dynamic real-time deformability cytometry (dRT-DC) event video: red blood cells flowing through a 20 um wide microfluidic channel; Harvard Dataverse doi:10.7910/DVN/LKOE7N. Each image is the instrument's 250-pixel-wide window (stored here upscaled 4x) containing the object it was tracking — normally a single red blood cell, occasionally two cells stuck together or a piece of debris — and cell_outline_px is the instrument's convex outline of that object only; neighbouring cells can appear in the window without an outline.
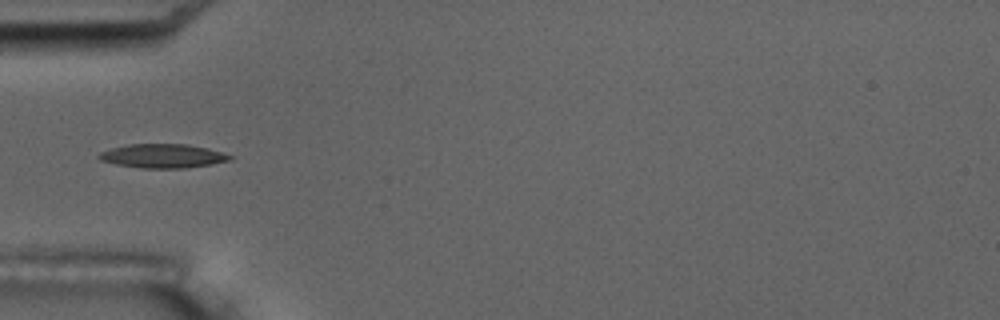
{"species": "common noctule bat (a hibernating species)", "species_latin": "Nyctalus noctula", "temperature_condition": "room temperature", "stored_images_in_passage": 5, "camera_frame_rate_fps": 3000, "um_per_image_px": 0.085, "animal": {"sex": "male", "body_mass_g": 17.5, "forearm_length_mm": 52.3}, "frame": {"image": 1, "passage_image": 3, "time_ms": 2.333, "image_size_px": [1000, 320], "cell_outline_px": [[232, 160], [212, 164], [184, 168], [140, 168], [116, 164], [100, 160], [96, 156], [100, 152], [112, 148], [128, 144], [188, 144], [208, 148], [232, 156]], "centroid_in_image_um": [13.82, 13.25], "position_along_channel_um": 71.2, "area_um2": 18.26}}